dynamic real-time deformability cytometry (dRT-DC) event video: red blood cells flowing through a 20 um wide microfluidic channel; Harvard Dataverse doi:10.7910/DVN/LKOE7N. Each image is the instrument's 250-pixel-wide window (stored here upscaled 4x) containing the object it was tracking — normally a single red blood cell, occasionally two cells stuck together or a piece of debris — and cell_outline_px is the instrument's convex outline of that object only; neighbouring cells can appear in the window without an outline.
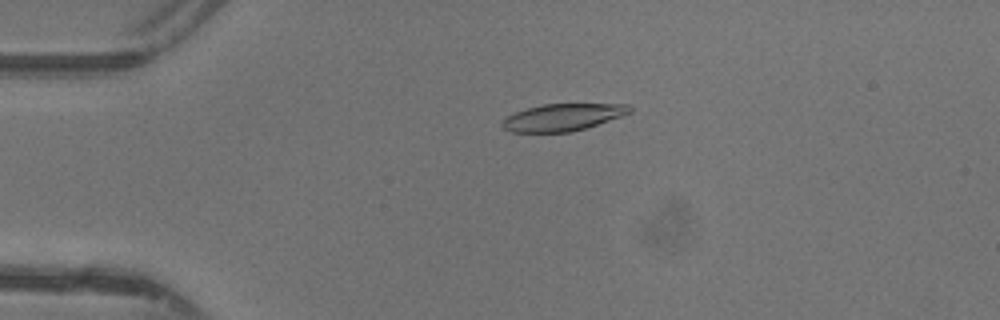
{"species": "common noctule bat (a hibernating species)", "species_latin": "Nyctalus noctula", "temperature_condition": "warm", "stored_images_in_passage": 29, "camera_frame_rate_fps": 3000, "um_per_image_px": 0.085, "animal": {"sex": "female"}, "frame": {"image": 1, "passage_image": 2, "time_ms": 0.333, "image_size_px": [1000, 320], "cell_outline_px": [[632, 112], [624, 116], [572, 132], [512, 132], [504, 128], [500, 124], [508, 116], [516, 112], [528, 108], [544, 104], [632, 104]], "centroid_in_image_um": [47.9, 9.96], "position_along_channel_um": 37.1, "area_um2": 20.11}}
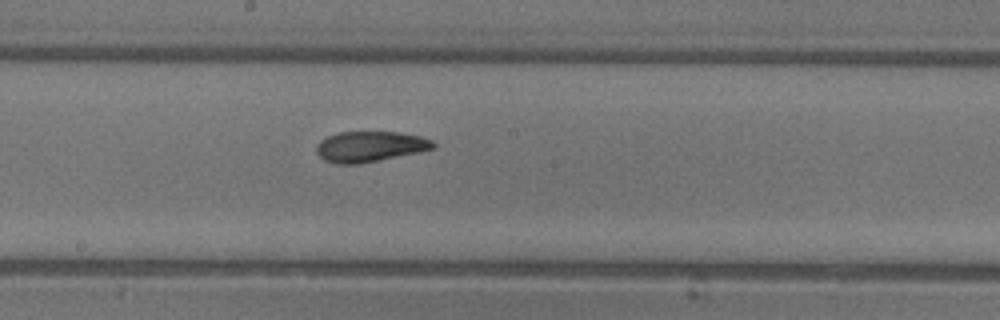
{"frame": {"image": 2, "passage_image": 17, "time_ms": 5.333, "image_size_px": [1000, 320], "cell_outline_px": [[436, 148], [420, 152], [360, 164], [336, 164], [324, 160], [316, 152], [316, 144], [320, 140], [328, 136], [340, 132], [400, 132], [420, 136], [432, 140], [436, 144]], "centroid_in_image_um": [31.46, 12.46], "position_along_channel_um": 216.7, "area_um2": 20.98}}
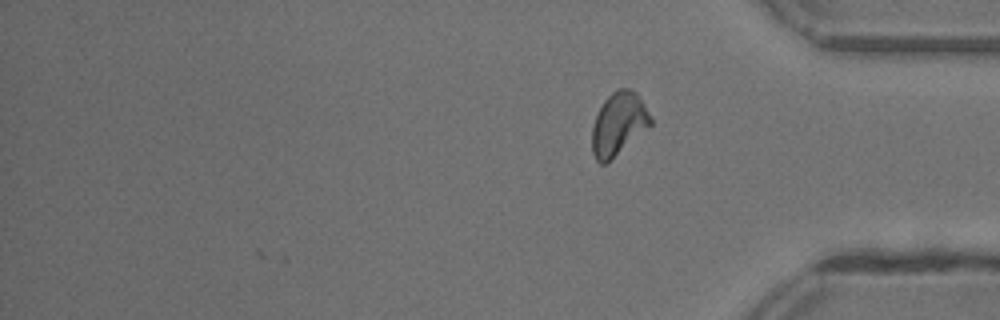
{"frame": {"image": 3, "passage_image": 29, "time_ms": 9.333, "image_size_px": [1000, 320], "cell_outline_px": [[652, 124], [608, 164], [600, 164], [596, 160], [592, 152], [592, 128], [596, 112], [604, 100], [612, 92], [620, 88], [632, 88], [636, 92], [644, 104], [652, 120]], "centroid_in_image_um": [52.55, 10.55], "position_along_channel_um": 382.6, "area_um2": 21.73}, "authors_computed_cell_mechanics": {"area_um2": 20.9814, "velocity_mm_per_s": 4.3963, "shape_relaxation_time_tau1_ms": 3.1218, "shape_relaxation_time_tau2_ms": 2.3726, "deformation_change_tau1": 0.1602, "deformation_change_tau2": 0.092}}